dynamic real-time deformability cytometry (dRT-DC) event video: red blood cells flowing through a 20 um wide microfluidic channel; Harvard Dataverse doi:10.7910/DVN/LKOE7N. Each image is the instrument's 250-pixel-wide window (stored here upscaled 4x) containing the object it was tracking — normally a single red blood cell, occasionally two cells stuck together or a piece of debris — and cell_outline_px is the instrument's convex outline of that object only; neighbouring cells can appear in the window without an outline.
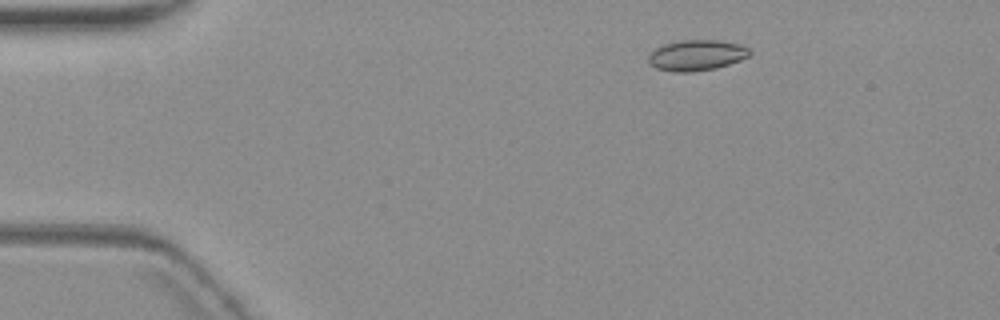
{"species": "common noctule bat (a hibernating species)", "species_latin": "Nyctalus noctula", "temperature_condition": "warm", "stored_images_in_passage": 5, "camera_frame_rate_fps": 3000, "um_per_image_px": 0.085, "animal": {"sex": "female", "body_mass_g": 19.3, "forearm_length_mm": 54.1}, "frame": {"image": 1, "passage_image": 2, "time_ms": 2.333, "image_size_px": [1000, 320], "cell_outline_px": [[752, 52], [748, 56], [740, 60], [716, 68], [692, 72], [672, 72], [656, 68], [648, 64], [648, 56], [656, 48], [664, 44], [680, 40], [720, 40], [740, 44], [748, 48]], "centroid_in_image_um": [59.2, 4.7], "position_along_channel_um": 25.8, "area_um2": 18.21}}
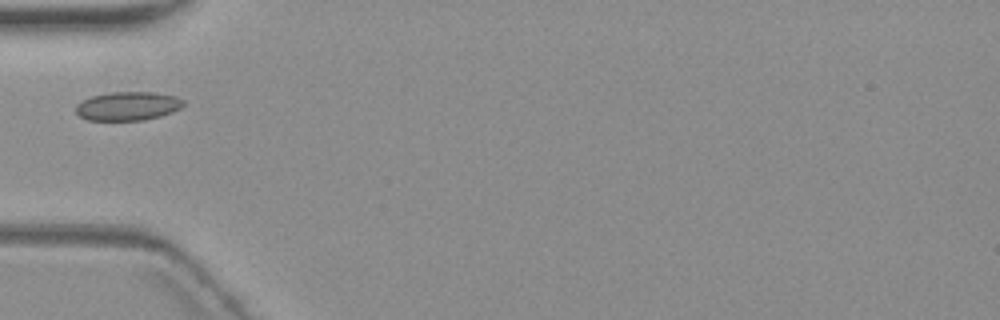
{"frame": {"image": 2, "passage_image": 5, "time_ms": 5.667, "image_size_px": [1000, 320], "cell_outline_px": [[184, 104], [180, 108], [172, 112], [160, 116], [140, 120], [88, 120], [80, 116], [76, 112], [76, 104], [92, 96], [112, 92], [152, 92], [176, 96], [184, 100]], "centroid_in_image_um": [10.87, 9.01], "position_along_channel_um": 74.1, "area_um2": 17.86}}